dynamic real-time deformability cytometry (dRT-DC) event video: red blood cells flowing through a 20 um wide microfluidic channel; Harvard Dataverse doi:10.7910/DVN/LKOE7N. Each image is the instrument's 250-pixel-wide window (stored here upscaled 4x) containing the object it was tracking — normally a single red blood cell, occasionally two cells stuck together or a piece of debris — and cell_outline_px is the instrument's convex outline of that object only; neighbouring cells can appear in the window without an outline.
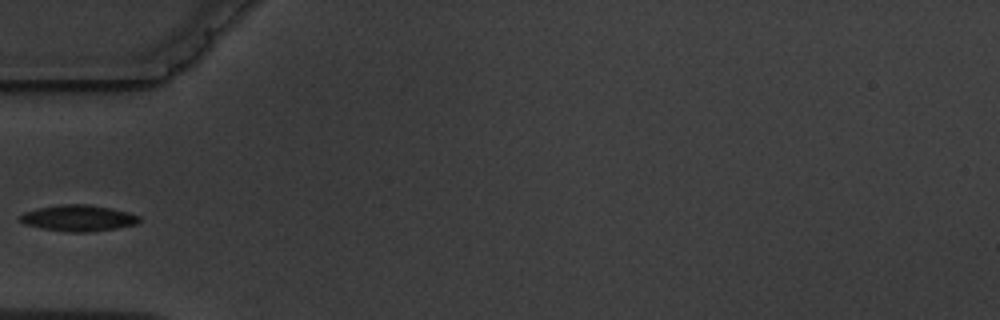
{"species": "common noctule bat (a hibernating species)", "species_latin": "Nyctalus noctula", "temperature_condition": "warm", "stored_images_in_passage": 5, "camera_frame_rate_fps": 3000, "um_per_image_px": 0.085, "animal": {"sex": "male", "body_mass_g": 19.5, "forearm_length_mm": 54.6}, "frame": {"image": 1, "passage_image": 4, "time_ms": 3.333, "image_size_px": [1000, 320], "cell_outline_px": [[140, 220], [136, 224], [116, 228], [84, 232], [68, 232], [44, 228], [24, 224], [16, 220], [16, 216], [24, 212], [36, 208], [60, 204], [88, 204], [128, 212], [140, 216]], "centroid_in_image_um": [6.58, 18.53], "position_along_channel_um": 78.4, "area_um2": 18.21}}
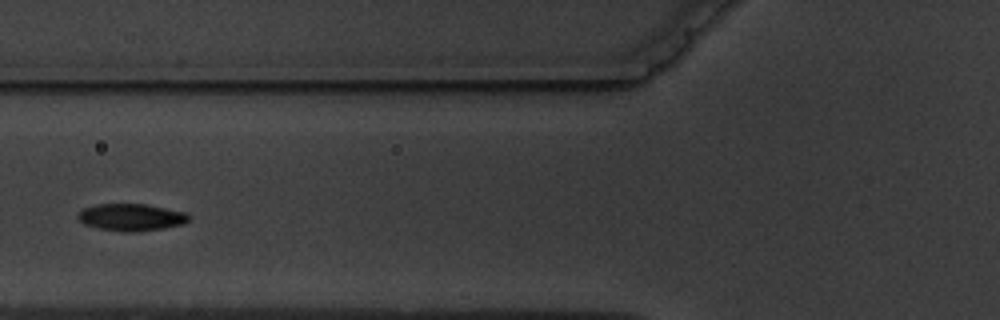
{"frame": {"image": 2, "passage_image": 5, "time_ms": 4.333, "image_size_px": [1000, 320], "cell_outline_px": [[192, 216], [184, 224], [164, 228], [136, 232], [120, 232], [100, 228], [84, 224], [76, 216], [84, 208], [96, 204], [144, 204], [188, 212]], "centroid_in_image_um": [11.2, 18.47], "position_along_channel_um": 114.6, "area_um2": 17.63}}